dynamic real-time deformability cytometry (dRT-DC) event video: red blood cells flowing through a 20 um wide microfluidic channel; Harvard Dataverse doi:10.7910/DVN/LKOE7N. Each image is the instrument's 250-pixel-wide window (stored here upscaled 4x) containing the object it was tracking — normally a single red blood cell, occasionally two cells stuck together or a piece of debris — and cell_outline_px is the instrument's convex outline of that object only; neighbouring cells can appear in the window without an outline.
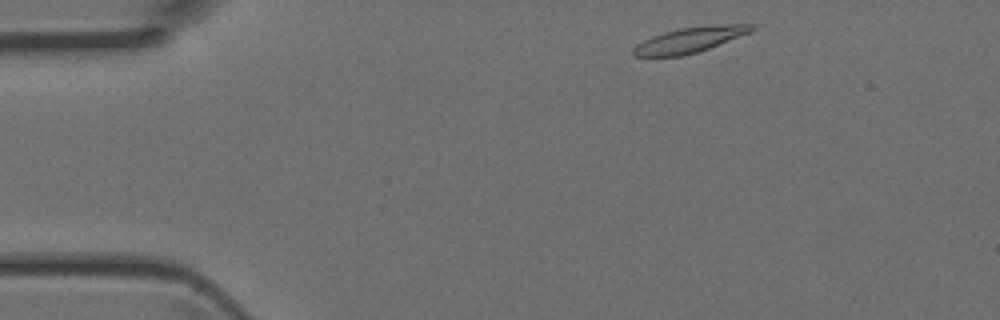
{"species": "Egyptian fruit bat (a non-hibernating species)", "species_latin": "Rousettus aegyptiacus", "temperature_condition": "room temperature", "stored_images_in_passage": 4, "camera_frame_rate_fps": 3000, "um_per_image_px": 0.085, "animal": {"sex": "female"}, "frame": {"image": 1, "passage_image": 1, "time_ms": 0.0, "image_size_px": [1000, 320], "cell_outline_px": [[756, 28], [748, 32], [708, 48], [696, 52], [680, 56], [632, 56], [632, 48], [636, 44], [652, 36], [664, 32], [680, 28], [712, 24], [756, 24]], "centroid_in_image_um": [58.58, 3.37], "position_along_channel_um": 26.4, "area_um2": 17.28}}